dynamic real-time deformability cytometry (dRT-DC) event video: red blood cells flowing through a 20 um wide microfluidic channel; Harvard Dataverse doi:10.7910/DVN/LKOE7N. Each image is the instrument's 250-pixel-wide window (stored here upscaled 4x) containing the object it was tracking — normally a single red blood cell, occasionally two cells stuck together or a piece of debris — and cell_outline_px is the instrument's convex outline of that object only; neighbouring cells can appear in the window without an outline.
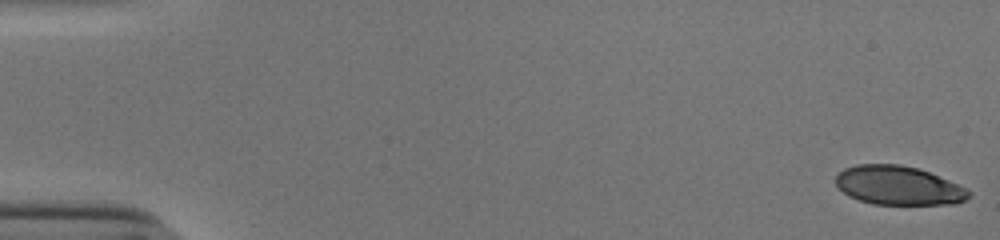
{"species": "human", "species_latin": "Homo sapiens", "temperature_condition": "cold", "stored_images_in_passage": 53, "camera_frame_rate_fps": 3000, "um_per_image_px": 0.085, "donor": {"sex": "male"}, "frame": {"image": 1, "passage_image": 1, "time_ms": 0.0, "image_size_px": [1000, 240], "cell_outline_px": [[972, 192], [964, 200], [956, 204], [872, 204], [848, 196], [836, 188], [836, 176], [844, 168], [856, 164], [900, 164], [916, 168], [928, 172], [948, 180]], "centroid_in_image_um": [76.31, 15.77], "position_along_channel_um": 8.7, "area_um2": 30.06}}
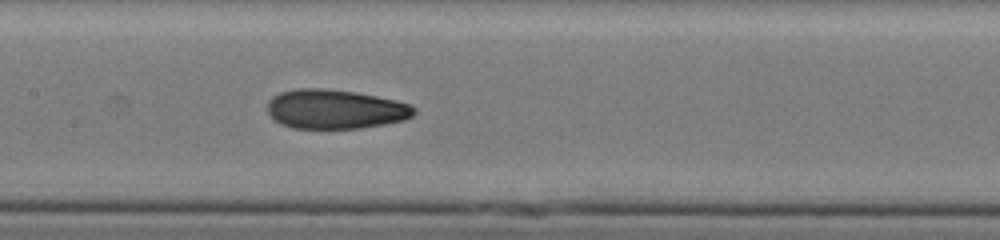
{"frame": {"image": 2, "passage_image": 27, "time_ms": 8.667, "image_size_px": [1000, 240], "cell_outline_px": [[416, 112], [412, 116], [404, 120], [384, 124], [360, 128], [292, 128], [280, 124], [268, 112], [268, 100], [272, 96], [280, 92], [296, 88], [320, 88], [356, 92], [396, 100], [412, 104], [416, 108]], "centroid_in_image_um": [28.5, 9.27], "position_along_channel_um": 178.9, "area_um2": 33.7}}
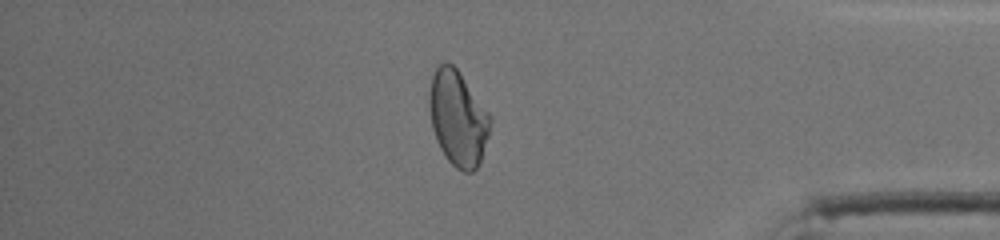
{"frame": {"image": 3, "passage_image": 46, "time_ms": 15.0, "image_size_px": [1000, 240], "cell_outline_px": [[492, 120], [488, 136], [480, 160], [476, 168], [472, 172], [464, 172], [456, 168], [444, 156], [436, 140], [432, 128], [428, 108], [428, 92], [432, 76], [436, 68], [440, 64], [452, 64], [456, 68], [492, 116]], "centroid_in_image_um": [38.9, 10.06], "position_along_channel_um": 396.3, "area_um2": 33.76}, "authors_computed_cell_mechanics": {"area_um2": 33.1194, "velocity_mm_per_s": 3.8529, "shape_relaxation_time_tau1_ms": 9.3156, "shape_relaxation_time_tau2_ms": 1.6912, "deformation_change_tau1": 0.2769, "deformation_change_tau2": 0.0767}}